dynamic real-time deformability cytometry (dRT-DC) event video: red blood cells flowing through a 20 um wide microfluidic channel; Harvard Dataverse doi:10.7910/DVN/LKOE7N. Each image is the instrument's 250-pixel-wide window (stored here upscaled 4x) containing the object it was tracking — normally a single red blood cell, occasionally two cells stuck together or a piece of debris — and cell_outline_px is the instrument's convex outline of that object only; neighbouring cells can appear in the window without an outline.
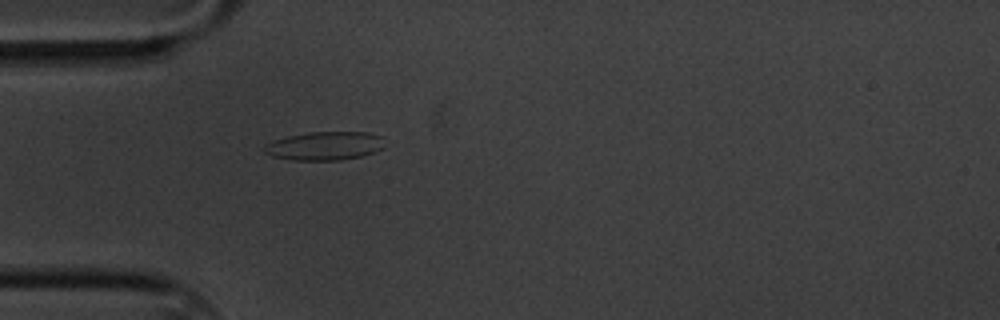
{"species": "common noctule bat (a hibernating species)", "species_latin": "Nyctalus noctula", "temperature_condition": "cold", "stored_images_in_passage": 35, "camera_frame_rate_fps": 3000, "um_per_image_px": 0.085, "animal": {"sex": "male", "body_mass_g": 20.1, "forearm_length_mm": 53.5}, "frame": {"image": 1, "passage_image": 1, "time_ms": 0.0, "image_size_px": [1000, 320], "cell_outline_px": [[384, 148], [360, 156], [340, 160], [292, 160], [272, 156], [264, 152], [264, 144], [272, 140], [288, 136], [308, 132], [368, 132], [380, 136]], "centroid_in_image_um": [27.54, 12.4], "position_along_channel_um": 57.5, "area_um2": 19.94}}
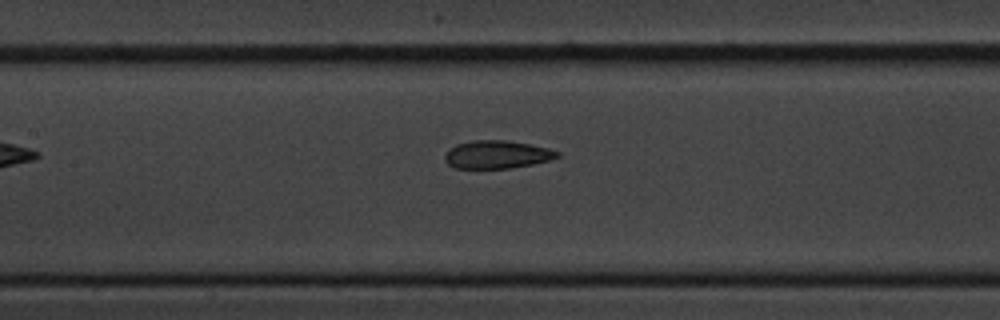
{"frame": {"image": 2, "passage_image": 11, "time_ms": 3.333, "image_size_px": [1000, 320], "cell_outline_px": [[560, 156], [548, 160], [532, 164], [512, 168], [456, 168], [448, 164], [444, 160], [444, 156], [448, 148], [456, 144], [472, 140], [508, 140], [548, 148], [560, 152]], "centroid_in_image_um": [42.21, 13.13], "position_along_channel_um": 165.2, "area_um2": 18.38}}
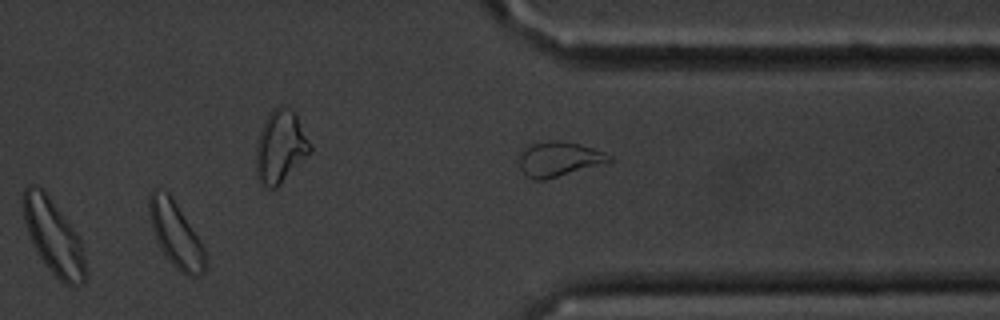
{"frame": {"image": 3, "passage_image": 25, "time_ms": 8.0, "image_size_px": [1000, 320], "cell_outline_px": [[204, 272], [196, 276], [188, 276], [180, 272], [168, 260], [160, 248], [156, 240], [148, 216], [148, 196], [152, 188], [156, 188], [168, 192], [172, 196], [200, 240], [204, 248]], "centroid_in_image_um": [14.89, 19.88], "position_along_channel_um": 396.5, "area_um2": 21.39}, "authors_computed_cell_mechanics": {"area_um2": 19.3052, "velocity_mm_per_s": 3.3481, "shape_relaxation_time_tau1_ms": null, "shape_relaxation_time_tau2_ms": 2.25, "deformation_change_tau1": null, "deformation_change_tau2": 0.0921}}